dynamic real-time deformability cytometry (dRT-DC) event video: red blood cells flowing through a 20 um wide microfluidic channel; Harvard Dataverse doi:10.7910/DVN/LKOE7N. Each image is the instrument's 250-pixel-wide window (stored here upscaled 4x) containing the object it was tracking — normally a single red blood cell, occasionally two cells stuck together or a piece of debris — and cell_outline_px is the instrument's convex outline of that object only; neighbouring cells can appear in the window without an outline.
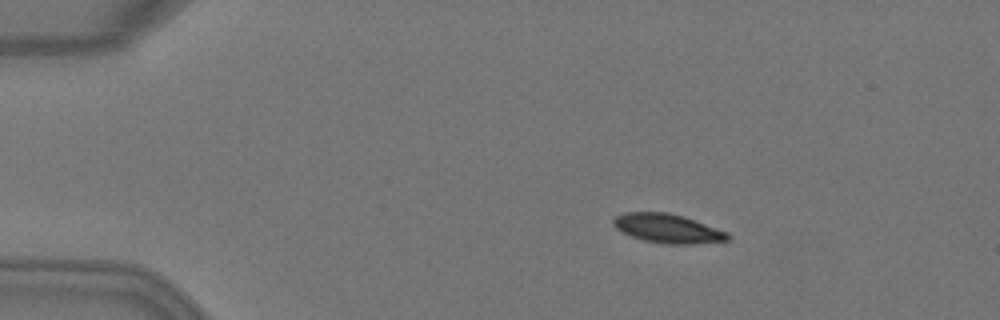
{"species": "Egyptian fruit bat (a non-hibernating species)", "species_latin": "Rousettus aegyptiacus", "temperature_condition": "warm", "stored_images_in_passage": 5, "camera_frame_rate_fps": 3000, "um_per_image_px": 0.085, "animal": {"sex": "female"}, "frame": {"image": 1, "passage_image": 3, "time_ms": 0.667, "image_size_px": [1000, 320], "cell_outline_px": [[728, 240], [692, 244], [664, 244], [644, 240], [632, 236], [616, 228], [612, 224], [612, 220], [616, 216], [624, 212], [668, 212], [684, 216], [728, 232]], "centroid_in_image_um": [56.73, 19.41], "position_along_channel_um": 28.3, "area_um2": 19.25}}